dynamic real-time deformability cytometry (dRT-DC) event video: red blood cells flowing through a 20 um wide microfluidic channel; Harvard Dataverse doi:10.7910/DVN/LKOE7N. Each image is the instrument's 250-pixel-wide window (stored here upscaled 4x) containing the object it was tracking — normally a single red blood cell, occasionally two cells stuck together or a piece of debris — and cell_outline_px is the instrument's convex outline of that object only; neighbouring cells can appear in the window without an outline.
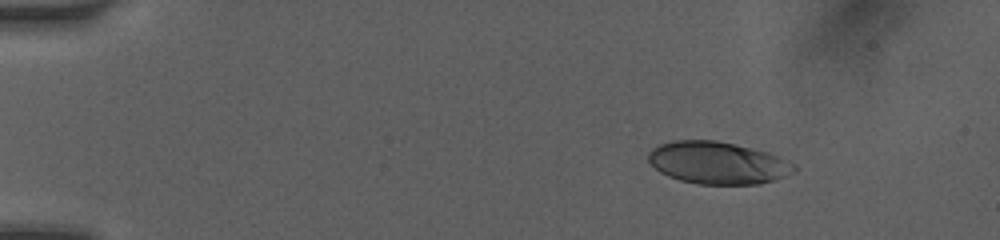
{"species": "human", "species_latin": "Homo sapiens", "temperature_condition": "room temperature", "stored_images_in_passage": 26, "camera_frame_rate_fps": 3000, "um_per_image_px": 0.085, "donor": {"sex": "female"}, "frame": {"image": 1, "passage_image": 1, "time_ms": 0.0, "image_size_px": [1000, 240], "cell_outline_px": [[796, 172], [760, 184], [700, 184], [680, 180], [668, 176], [660, 172], [648, 160], [648, 152], [652, 148], [660, 144], [672, 140], [716, 140], [768, 152], [780, 156], [796, 164]], "centroid_in_image_um": [61.02, 13.84], "position_along_channel_um": 24.0, "area_um2": 35.95}}
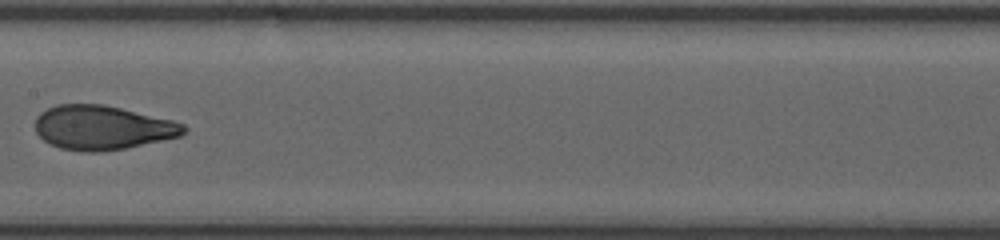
{"frame": {"image": 2, "passage_image": 15, "time_ms": 6.667, "image_size_px": [1000, 240], "cell_outline_px": [[188, 128], [180, 136], [124, 148], [96, 152], [84, 152], [60, 148], [48, 144], [36, 132], [36, 116], [40, 112], [56, 104], [104, 104], [172, 120], [184, 124]], "centroid_in_image_um": [8.67, 10.84], "position_along_channel_um": 198.7, "area_um2": 38.15}}
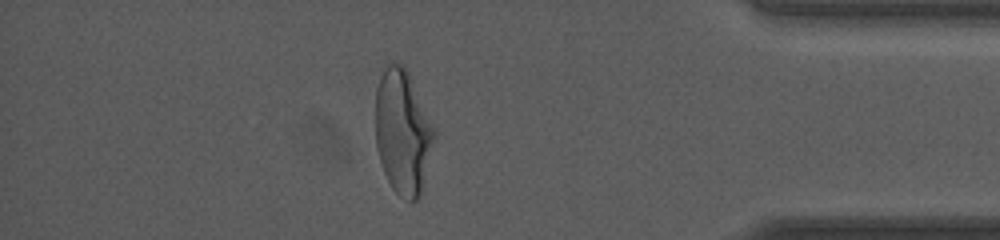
{"frame": {"image": 3, "passage_image": 23, "time_ms": 12.333, "image_size_px": [1000, 240], "cell_outline_px": [[436, 132], [420, 196], [416, 200], [408, 200], [400, 196], [392, 188], [384, 172], [376, 148], [376, 88], [380, 76], [388, 64], [404, 64], [436, 128]], "centroid_in_image_um": [34.24, 11.21], "position_along_channel_um": 401.0, "area_um2": 42.43}, "authors_computed_cell_mechanics": {"area_um2": 37.9746, "velocity_mm_per_s": 4.1034, "shape_relaxation_time_tau1_ms": 3.9858, "shape_relaxation_time_tau2_ms": 0.7668, "deformation_change_tau1": 0.1883, "deformation_change_tau2": 0.0647}}